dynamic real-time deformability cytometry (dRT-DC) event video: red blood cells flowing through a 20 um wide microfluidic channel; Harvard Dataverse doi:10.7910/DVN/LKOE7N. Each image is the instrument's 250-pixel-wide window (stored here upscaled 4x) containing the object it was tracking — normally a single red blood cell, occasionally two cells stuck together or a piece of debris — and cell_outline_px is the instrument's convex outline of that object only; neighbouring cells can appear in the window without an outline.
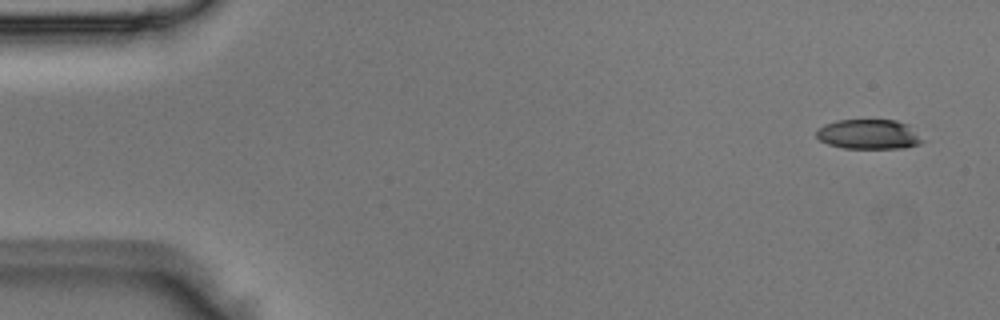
{"species": "Egyptian fruit bat (a non-hibernating species)", "species_latin": "Rousettus aegyptiacus", "temperature_condition": "room temperature", "stored_images_in_passage": 49, "camera_frame_rate_fps": 3000, "um_per_image_px": 0.085, "animal": {"sex": "male"}, "frame": {"image": 1, "passage_image": 2, "time_ms": 0.333, "image_size_px": [1000, 320], "cell_outline_px": [[928, 140], [920, 144], [904, 148], [844, 148], [828, 144], [820, 140], [816, 136], [816, 132], [824, 124], [836, 120], [896, 120], [908, 124]], "centroid_in_image_um": [73.92, 11.41], "position_along_channel_um": 11.1, "area_um2": 18.67}}
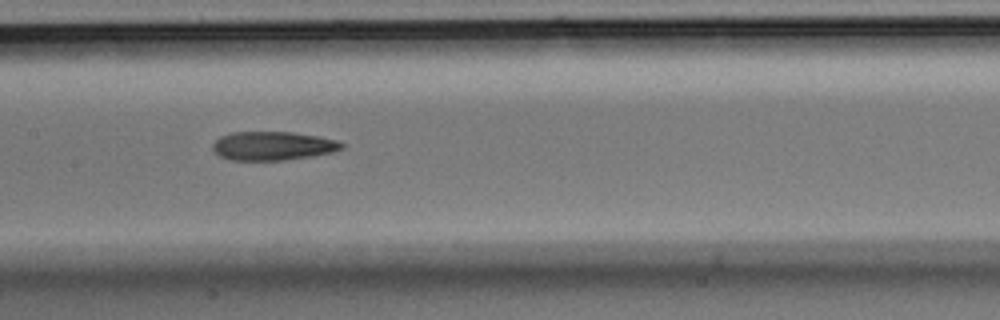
{"frame": {"image": 2, "passage_image": 24, "time_ms": 7.667, "image_size_px": [1000, 320], "cell_outline_px": [[344, 148], [332, 152], [312, 156], [284, 160], [228, 160], [220, 156], [212, 148], [212, 144], [220, 136], [232, 132], [292, 132], [316, 136], [336, 140], [344, 144]], "centroid_in_image_um": [23.17, 12.4], "position_along_channel_um": 184.2, "area_um2": 21.56}}
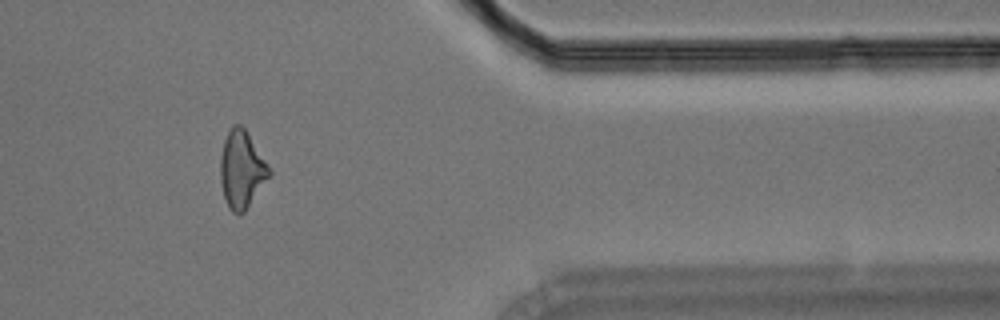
{"frame": {"image": 3, "passage_image": 41, "time_ms": 13.333, "image_size_px": [1000, 320], "cell_outline_px": [[272, 176], [244, 212], [240, 216], [232, 212], [228, 208], [224, 196], [220, 180], [220, 156], [224, 140], [232, 124], [240, 124], [244, 128], [268, 164], [272, 172]], "centroid_in_image_um": [20.55, 14.44], "position_along_channel_um": 390.8, "area_um2": 22.25}}